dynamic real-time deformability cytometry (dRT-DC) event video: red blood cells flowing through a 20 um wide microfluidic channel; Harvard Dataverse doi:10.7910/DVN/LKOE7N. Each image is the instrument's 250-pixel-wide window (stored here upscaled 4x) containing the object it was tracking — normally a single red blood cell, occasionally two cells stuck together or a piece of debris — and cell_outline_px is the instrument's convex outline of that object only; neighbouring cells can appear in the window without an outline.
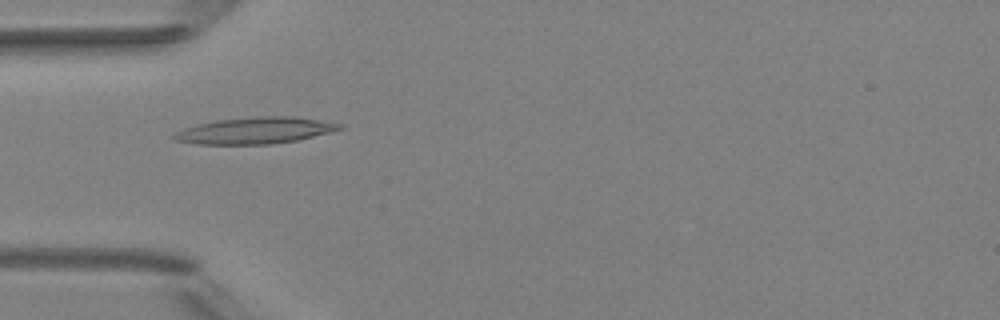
{"species": "Egyptian fruit bat (a non-hibernating species)", "species_latin": "Rousettus aegyptiacus", "temperature_condition": "room temperature", "stored_images_in_passage": 7, "camera_frame_rate_fps": 3000, "um_per_image_px": 0.085, "animal": {"sex": "female"}, "frame": {"image": 1, "passage_image": 5, "time_ms": 4.667, "image_size_px": [1000, 320], "cell_outline_px": [[344, 128], [332, 132], [296, 140], [272, 144], [196, 144], [176, 140], [172, 136], [176, 132], [184, 128], [196, 124], [216, 120], [260, 116], [292, 116], [344, 124]], "centroid_in_image_um": [21.7, 11.09], "position_along_channel_um": 63.3, "area_um2": 25.49}}
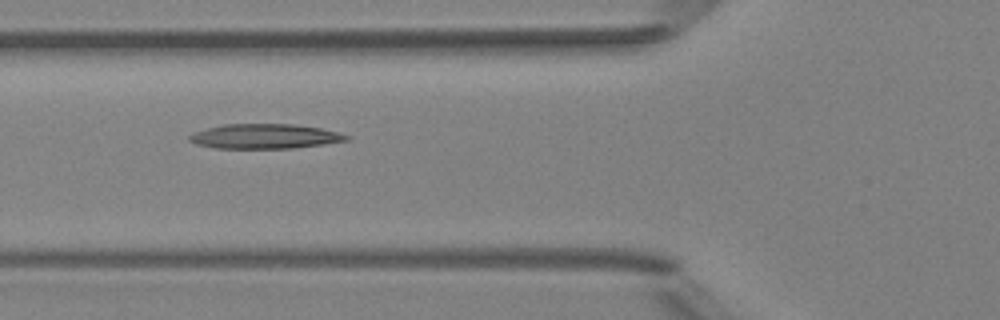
{"frame": {"image": 2, "passage_image": 6, "time_ms": 5.667, "image_size_px": [1000, 320], "cell_outline_px": [[352, 136], [348, 140], [324, 144], [292, 148], [216, 148], [196, 144], [188, 140], [188, 136], [196, 132], [208, 128], [224, 124], [292, 124], [320, 128]], "centroid_in_image_um": [22.51, 11.59], "position_along_channel_um": 103.3, "area_um2": 22.43}}
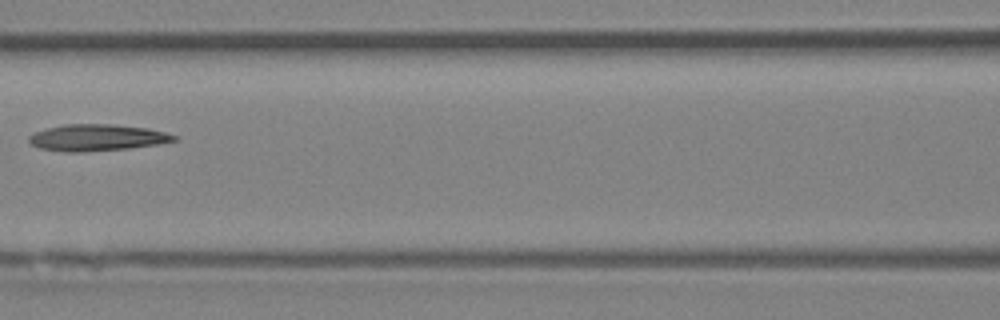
{"frame": {"image": 3, "passage_image": 7, "time_ms": 7.0, "image_size_px": [1000, 320], "cell_outline_px": [[176, 140], [160, 144], [128, 148], [80, 152], [68, 152], [40, 148], [32, 144], [28, 140], [28, 136], [36, 132], [48, 128], [64, 124], [112, 124], [148, 128], [164, 132], [176, 136]], "centroid_in_image_um": [8.25, 11.69], "position_along_channel_um": 158.4, "area_um2": 22.25}}